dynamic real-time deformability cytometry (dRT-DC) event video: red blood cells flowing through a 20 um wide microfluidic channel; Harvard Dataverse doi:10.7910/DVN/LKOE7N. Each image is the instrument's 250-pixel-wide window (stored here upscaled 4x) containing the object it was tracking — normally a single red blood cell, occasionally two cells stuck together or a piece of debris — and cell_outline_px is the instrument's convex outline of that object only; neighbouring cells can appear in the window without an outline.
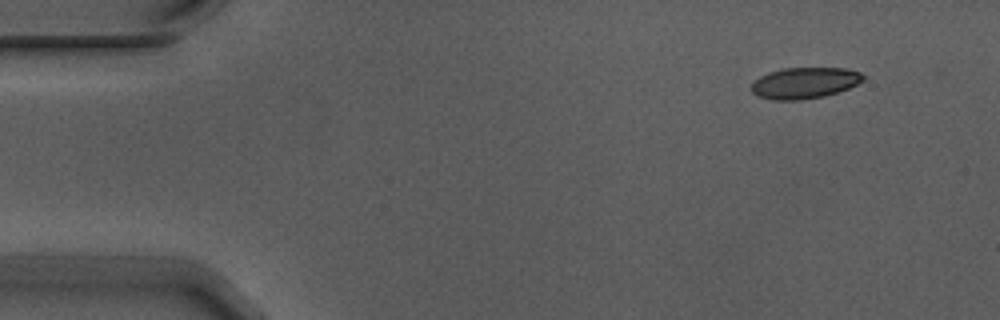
{"species": "Egyptian fruit bat (a non-hibernating species)", "species_latin": "Rousettus aegyptiacus", "temperature_condition": "warm", "stored_images_in_passage": 4, "camera_frame_rate_fps": 3000, "um_per_image_px": 0.085, "animal": {"sex": "male"}, "frame": {"image": 1, "passage_image": 1, "time_ms": 0.0, "image_size_px": [1000, 320], "cell_outline_px": [[864, 80], [848, 88], [824, 96], [800, 100], [772, 100], [756, 96], [752, 92], [752, 84], [760, 76], [768, 72], [784, 68], [844, 68], [860, 72], [864, 76]], "centroid_in_image_um": [68.37, 7.05], "position_along_channel_um": 16.6, "area_um2": 20.23}}
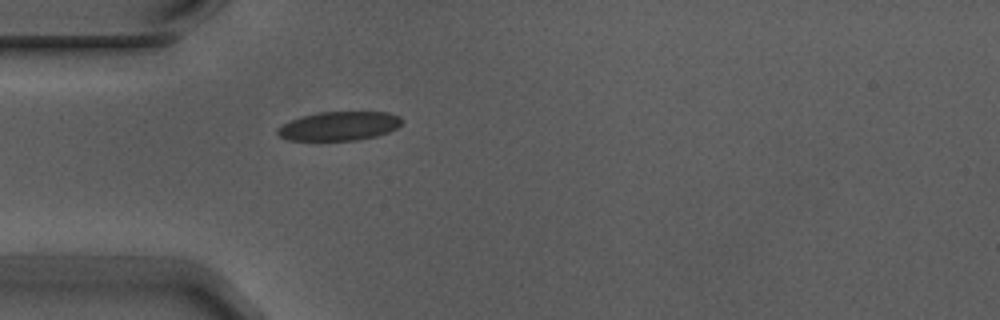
{"frame": {"image": 2, "passage_image": 4, "time_ms": 1.0, "image_size_px": [1000, 320], "cell_outline_px": [[404, 120], [396, 128], [388, 132], [376, 136], [356, 140], [288, 140], [280, 136], [276, 132], [276, 128], [280, 124], [304, 116], [320, 112], [388, 112], [400, 116]], "centroid_in_image_um": [28.83, 10.71], "position_along_channel_um": 56.2, "area_um2": 20.92}}